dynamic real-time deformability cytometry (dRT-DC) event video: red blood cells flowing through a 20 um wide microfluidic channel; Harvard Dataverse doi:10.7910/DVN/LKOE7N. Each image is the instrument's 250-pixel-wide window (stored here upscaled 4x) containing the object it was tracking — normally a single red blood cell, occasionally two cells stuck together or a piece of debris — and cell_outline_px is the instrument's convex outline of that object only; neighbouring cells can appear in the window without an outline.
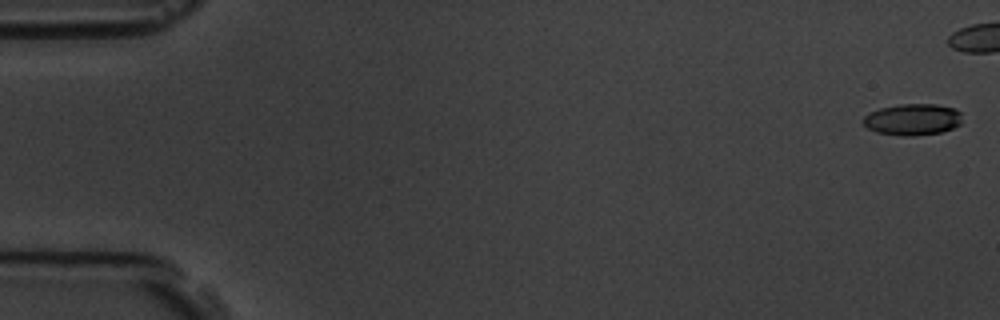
{"species": "common noctule bat (a hibernating species)", "species_latin": "Nyctalus noctula", "temperature_condition": "room temperature", "stored_images_in_passage": 7, "camera_frame_rate_fps": 3000, "um_per_image_px": 0.085, "animal": {"sex": "male", "body_mass_g": 19.5, "forearm_length_mm": 54.6}, "frame": {"image": 1, "passage_image": 1, "time_ms": 0.0, "image_size_px": [1000, 320], "cell_outline_px": [[960, 124], [952, 128], [940, 132], [912, 136], [904, 136], [876, 132], [868, 128], [860, 120], [864, 116], [880, 108], [900, 104], [936, 104], [952, 108], [960, 112]], "centroid_in_image_um": [77.54, 10.15], "position_along_channel_um": 7.5, "area_um2": 17.98}}
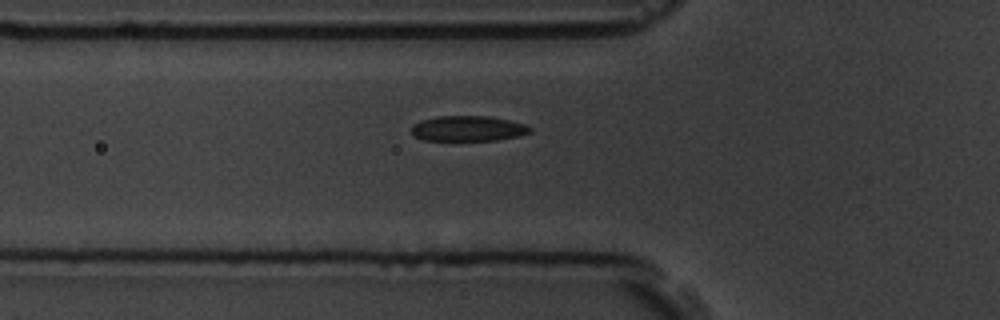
{"frame": {"image": 2, "passage_image": 7, "time_ms": 7.667, "image_size_px": [1000, 320], "cell_outline_px": [[532, 132], [520, 136], [496, 140], [424, 140], [412, 136], [412, 124], [420, 120], [436, 116], [488, 116], [508, 120], [524, 124], [532, 128]], "centroid_in_image_um": [39.76, 10.92], "position_along_channel_um": 86.0, "area_um2": 17.63}}